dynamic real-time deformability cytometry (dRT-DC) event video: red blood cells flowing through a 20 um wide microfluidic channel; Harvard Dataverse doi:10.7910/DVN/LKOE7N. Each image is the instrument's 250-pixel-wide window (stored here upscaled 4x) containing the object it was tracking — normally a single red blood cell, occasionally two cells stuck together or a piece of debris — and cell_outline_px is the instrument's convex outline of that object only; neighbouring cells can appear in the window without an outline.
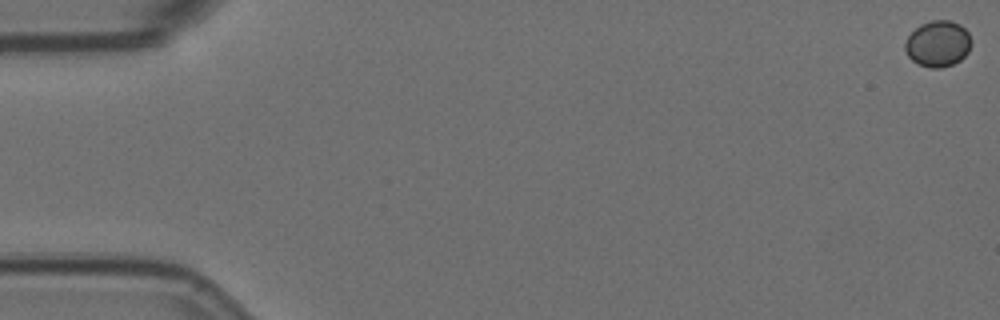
{"species": "Egyptian fruit bat (a non-hibernating species)", "species_latin": "Rousettus aegyptiacus", "temperature_condition": "room temperature", "stored_images_in_passage": 7, "segment_of_instrument_passage": [1, 2], "camera_frame_rate_fps": 3000, "um_per_image_px": 0.085, "animal": {"sex": "female"}, "frame": {"image": 1, "passage_image": 1, "time_ms": 0.0, "image_size_px": [1000, 320], "cell_outline_px": [[972, 44], [968, 52], [960, 60], [952, 64], [940, 68], [932, 68], [920, 64], [912, 60], [908, 56], [904, 48], [904, 44], [908, 36], [920, 24], [932, 20], [948, 20], [960, 24], [968, 32], [972, 40]], "centroid_in_image_um": [79.73, 3.71], "position_along_channel_um": 5.3, "area_um2": 17.8}}
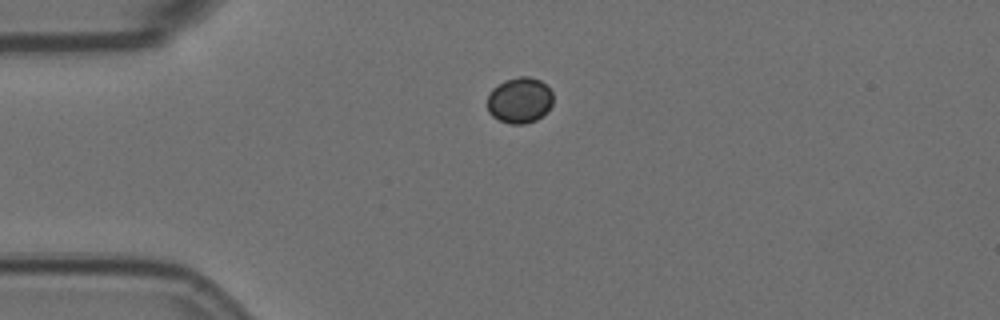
{"frame": {"image": 2, "passage_image": 5, "time_ms": 1.333, "image_size_px": [1000, 320], "cell_outline_px": [[552, 104], [536, 120], [524, 124], [512, 124], [500, 120], [492, 116], [488, 112], [488, 96], [492, 88], [504, 80], [520, 76], [528, 76], [540, 80], [552, 92]], "centroid_in_image_um": [44.14, 8.51], "position_along_channel_um": 40.9, "area_um2": 17.4}}